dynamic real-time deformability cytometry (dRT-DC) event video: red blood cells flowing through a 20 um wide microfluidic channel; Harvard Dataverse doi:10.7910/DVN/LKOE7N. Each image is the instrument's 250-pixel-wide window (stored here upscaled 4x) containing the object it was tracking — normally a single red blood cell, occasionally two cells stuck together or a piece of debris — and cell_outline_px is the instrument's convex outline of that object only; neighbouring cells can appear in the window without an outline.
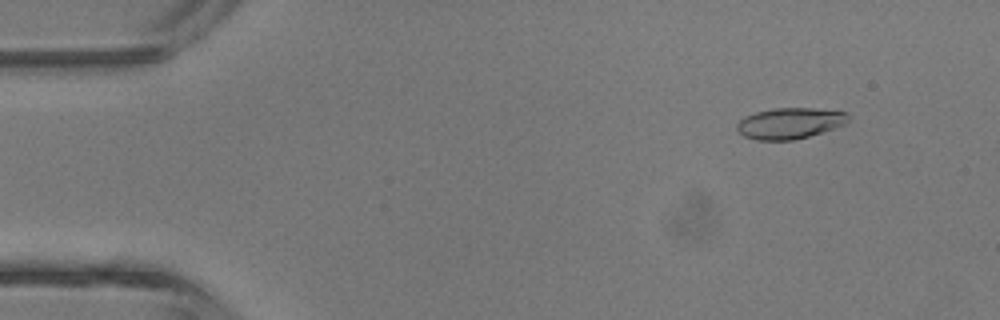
{"species": "common noctule bat (a hibernating species)", "species_latin": "Nyctalus noctula", "temperature_condition": "room temperature", "stored_images_in_passage": 4, "camera_frame_rate_fps": 3000, "um_per_image_px": 0.085, "animal": {"sex": "male", "body_mass_g": 13.3}, "frame": {"image": 1, "passage_image": 2, "time_ms": 1.333, "image_size_px": [1000, 320], "cell_outline_px": [[848, 120], [844, 124], [808, 136], [792, 140], [756, 140], [744, 136], [736, 128], [736, 124], [744, 116], [756, 112], [772, 108], [812, 108], [848, 112]], "centroid_in_image_um": [67.09, 10.47], "position_along_channel_um": 17.9, "area_um2": 19.94}}